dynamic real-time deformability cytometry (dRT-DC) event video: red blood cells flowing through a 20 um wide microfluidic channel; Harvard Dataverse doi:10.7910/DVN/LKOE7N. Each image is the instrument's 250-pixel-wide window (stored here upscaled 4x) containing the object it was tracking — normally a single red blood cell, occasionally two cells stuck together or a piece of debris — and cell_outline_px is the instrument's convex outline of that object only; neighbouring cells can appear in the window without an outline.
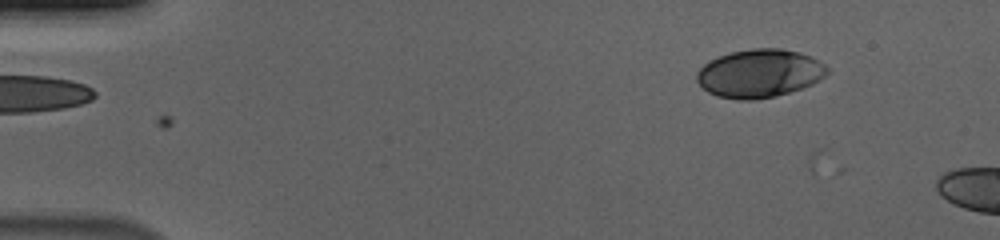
{"species": "human", "species_latin": "Homo sapiens", "temperature_condition": "cold", "stored_images_in_passage": 11, "camera_frame_rate_fps": 3000, "um_per_image_px": 0.085, "donor": {"sex": "male"}, "frame": {"image": 1, "passage_image": 1, "time_ms": 0.0, "image_size_px": [1000, 240], "cell_outline_px": [[828, 72], [820, 80], [812, 84], [776, 96], [752, 100], [740, 100], [716, 96], [708, 92], [696, 80], [696, 72], [704, 64], [728, 52], [752, 48], [780, 48], [800, 52], [824, 64], [828, 68]], "centroid_in_image_um": [64.53, 6.23], "position_along_channel_um": 20.5, "area_um2": 36.53}}